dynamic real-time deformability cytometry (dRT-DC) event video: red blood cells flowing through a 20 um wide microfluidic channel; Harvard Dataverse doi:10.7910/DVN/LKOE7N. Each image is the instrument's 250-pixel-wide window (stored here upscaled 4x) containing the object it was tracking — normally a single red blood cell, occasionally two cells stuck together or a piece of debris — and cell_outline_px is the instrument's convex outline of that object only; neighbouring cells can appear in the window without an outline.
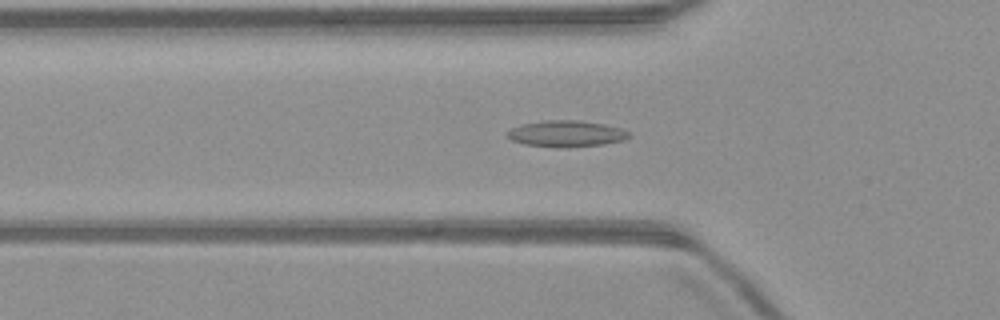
{"species": "common noctule bat (a hibernating species)", "species_latin": "Nyctalus noctula", "temperature_condition": "warm", "stored_images_in_passage": 51, "camera_frame_rate_fps": 3000, "um_per_image_px": 0.085, "animal": {"sex": "male", "body_mass_g": 23.1, "forearm_length_mm": 52.7}, "frame": {"image": 1, "passage_image": 17, "time_ms": 5.333, "image_size_px": [1000, 320], "cell_outline_px": [[632, 136], [624, 140], [604, 144], [560, 148], [524, 144], [512, 140], [504, 136], [512, 128], [520, 124], [544, 120], [580, 120], [604, 124], [620, 128], [632, 132]], "centroid_in_image_um": [48.15, 11.36], "position_along_channel_um": 77.6, "area_um2": 18.9}}
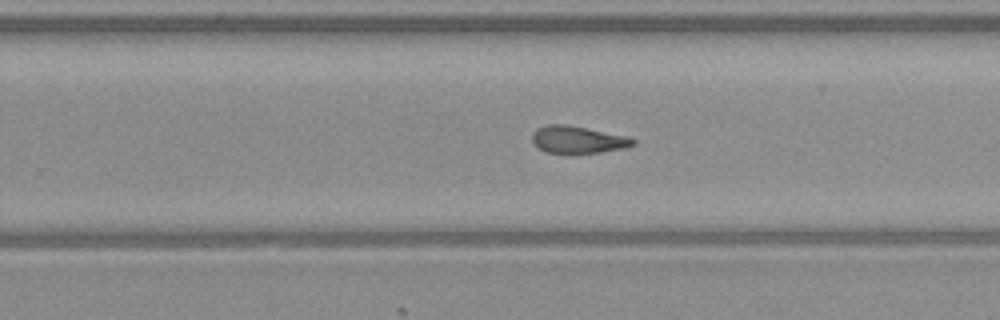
{"frame": {"image": 2, "passage_image": 32, "time_ms": 10.333, "image_size_px": [1000, 320], "cell_outline_px": [[636, 144], [628, 148], [600, 152], [568, 156], [544, 152], [536, 148], [532, 140], [532, 132], [536, 128], [548, 124], [568, 124], [628, 136], [636, 140]], "centroid_in_image_um": [49.09, 11.91], "position_along_channel_um": 280.7, "area_um2": 16.99}}
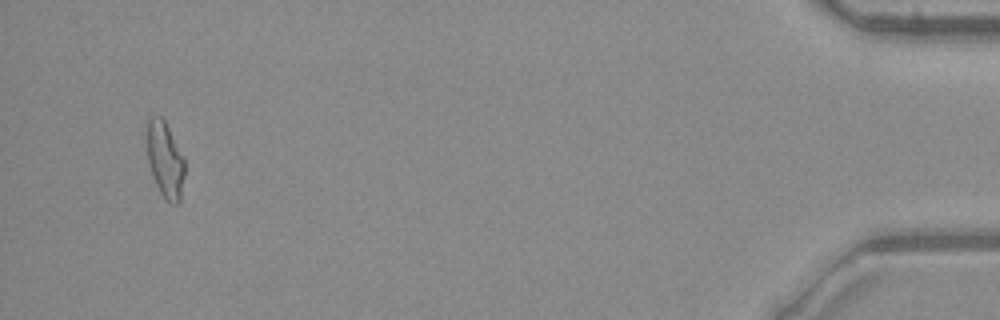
{"frame": {"image": 3, "passage_image": 49, "time_ms": 16.0, "image_size_px": [1000, 320], "cell_outline_px": [[184, 176], [180, 200], [176, 204], [172, 204], [164, 200], [152, 176], [144, 148], [144, 120], [148, 116], [160, 116], [164, 120], [184, 156]], "centroid_in_image_um": [13.95, 13.49], "position_along_channel_um": 421.3, "area_um2": 17.69}, "authors_computed_cell_mechanics": {"area_um2": 16.9932, "velocity_mm_per_s": 4.0412, "shape_relaxation_time_tau1_ms": null, "shape_relaxation_time_tau2_ms": 4.681, "deformation_change_tau1": null, "deformation_change_tau2": 0.1381}}